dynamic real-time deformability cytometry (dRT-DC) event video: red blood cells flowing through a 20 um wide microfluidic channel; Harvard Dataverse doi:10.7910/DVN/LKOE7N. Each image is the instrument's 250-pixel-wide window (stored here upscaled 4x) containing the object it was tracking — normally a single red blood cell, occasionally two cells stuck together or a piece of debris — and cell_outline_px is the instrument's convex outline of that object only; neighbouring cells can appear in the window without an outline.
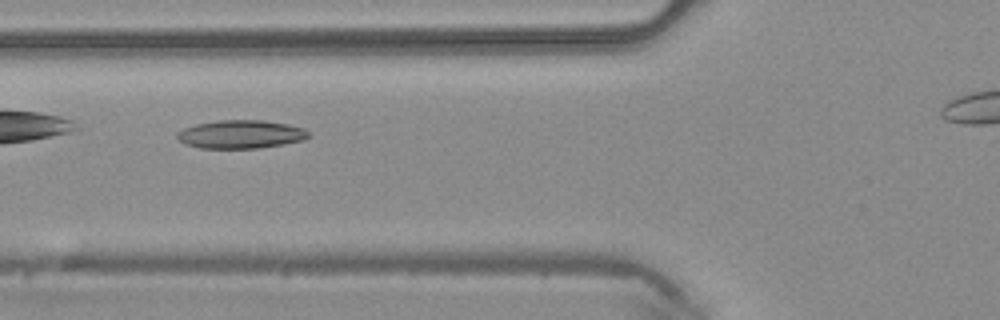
{"species": "common noctule bat (a hibernating species)", "species_latin": "Nyctalus noctula", "temperature_condition": "warm", "stored_images_in_passage": 2, "camera_frame_rate_fps": 3000, "um_per_image_px": 0.085, "animal": {"sex": "male", "body_mass_g": 20.4}, "frame": {"image": 1, "passage_image": 2, "time_ms": 0.333, "image_size_px": [1000, 320], "cell_outline_px": [[308, 136], [304, 140], [284, 144], [260, 148], [200, 148], [184, 144], [176, 136], [176, 132], [184, 128], [196, 124], [216, 120], [264, 120], [288, 124], [304, 128], [308, 132]], "centroid_in_image_um": [20.45, 11.41], "position_along_channel_um": 105.3, "area_um2": 21.79}}